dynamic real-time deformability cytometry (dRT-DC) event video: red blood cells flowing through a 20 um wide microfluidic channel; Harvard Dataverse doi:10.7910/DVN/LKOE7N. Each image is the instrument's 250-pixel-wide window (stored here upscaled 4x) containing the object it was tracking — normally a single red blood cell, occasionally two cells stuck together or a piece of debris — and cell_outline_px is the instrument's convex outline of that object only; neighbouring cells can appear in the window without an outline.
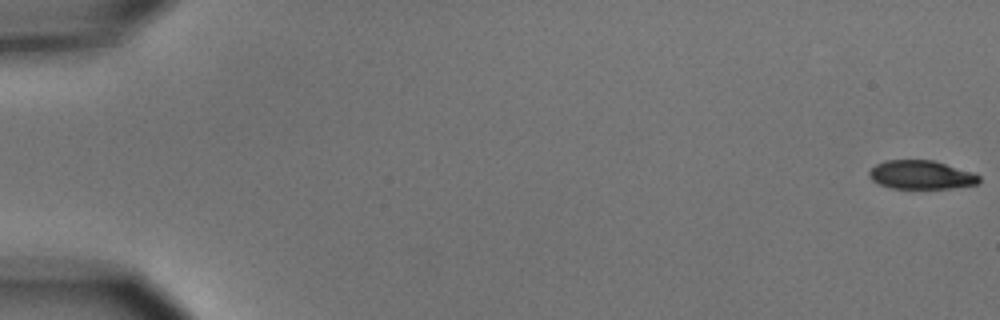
{"species": "common noctule bat (a hibernating species)", "species_latin": "Nyctalus noctula", "temperature_condition": "cold", "stored_images_in_passage": 6, "camera_frame_rate_fps": 3000, "um_per_image_px": 0.085, "animal": {"sex": "male", "body_mass_g": 15.6}, "frame": {"image": 1, "passage_image": 1, "time_ms": 0.0, "image_size_px": [1000, 320], "cell_outline_px": [[980, 184], [952, 188], [892, 188], [880, 184], [872, 180], [868, 176], [868, 172], [876, 164], [884, 160], [932, 160], [972, 172], [980, 176]], "centroid_in_image_um": [78.3, 14.86], "position_along_channel_um": 6.7, "area_um2": 18.32}}
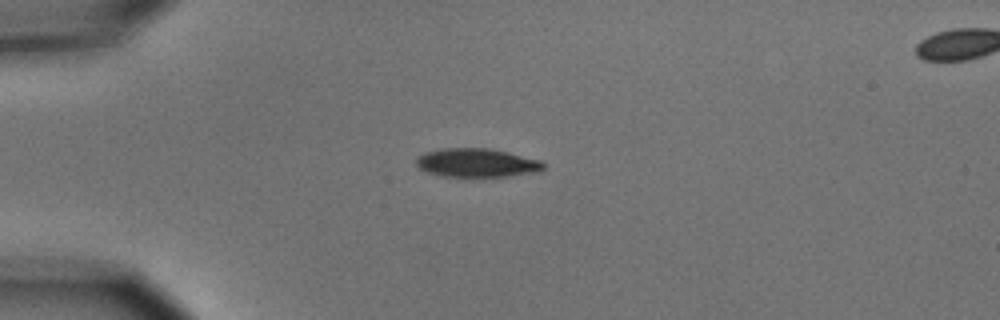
{"frame": {"image": 2, "passage_image": 5, "time_ms": 4.667, "image_size_px": [1000, 320], "cell_outline_px": [[544, 168], [540, 172], [508, 176], [444, 176], [428, 172], [420, 168], [416, 164], [416, 156], [424, 152], [444, 148], [488, 148], [508, 152], [544, 160]], "centroid_in_image_um": [40.57, 13.83], "position_along_channel_um": 44.4, "area_um2": 21.39}}